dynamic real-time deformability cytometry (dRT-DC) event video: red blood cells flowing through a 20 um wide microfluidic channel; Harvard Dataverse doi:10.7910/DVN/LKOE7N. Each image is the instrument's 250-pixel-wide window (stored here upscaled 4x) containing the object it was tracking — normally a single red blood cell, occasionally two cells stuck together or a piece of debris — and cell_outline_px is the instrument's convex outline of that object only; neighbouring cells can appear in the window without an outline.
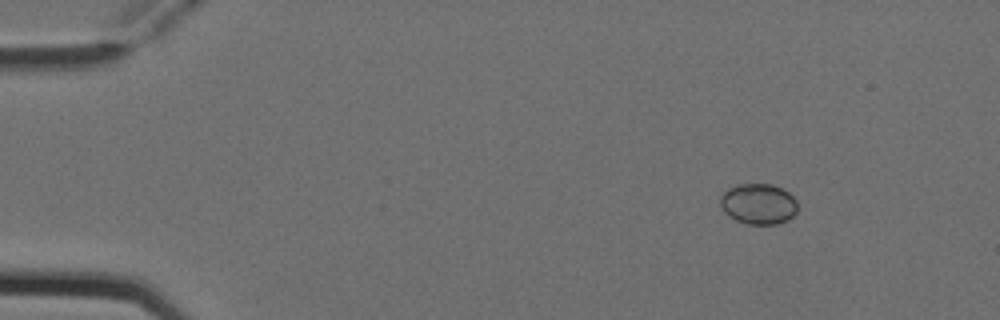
{"species": "Egyptian fruit bat (a non-hibernating species)", "species_latin": "Rousettus aegyptiacus", "temperature_condition": "cold", "stored_images_in_passage": 4, "camera_frame_rate_fps": 3000, "um_per_image_px": 0.085, "animal": {"sex": "female"}, "frame": {"image": 1, "passage_image": 1, "time_ms": 0.0, "image_size_px": [1000, 320], "cell_outline_px": [[796, 212], [788, 220], [776, 224], [748, 224], [736, 220], [728, 216], [724, 212], [720, 204], [720, 196], [728, 188], [740, 184], [772, 184], [788, 192], [796, 200]], "centroid_in_image_um": [64.44, 17.33], "position_along_channel_um": 20.6, "area_um2": 18.26}}
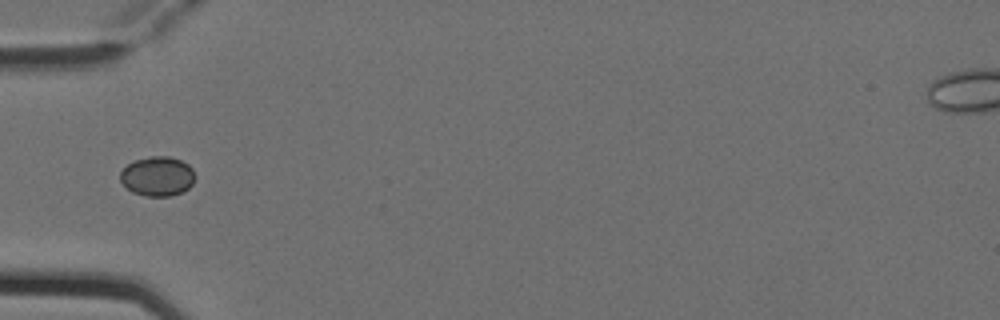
{"frame": {"image": 2, "passage_image": 4, "time_ms": 1.0, "image_size_px": [1000, 320], "cell_outline_px": [[196, 176], [192, 184], [188, 188], [172, 196], [148, 196], [132, 192], [120, 180], [120, 172], [132, 160], [148, 156], [168, 156], [180, 160], [188, 164], [192, 168]], "centroid_in_image_um": [13.39, 14.97], "position_along_channel_um": 71.6, "area_um2": 17.28}}